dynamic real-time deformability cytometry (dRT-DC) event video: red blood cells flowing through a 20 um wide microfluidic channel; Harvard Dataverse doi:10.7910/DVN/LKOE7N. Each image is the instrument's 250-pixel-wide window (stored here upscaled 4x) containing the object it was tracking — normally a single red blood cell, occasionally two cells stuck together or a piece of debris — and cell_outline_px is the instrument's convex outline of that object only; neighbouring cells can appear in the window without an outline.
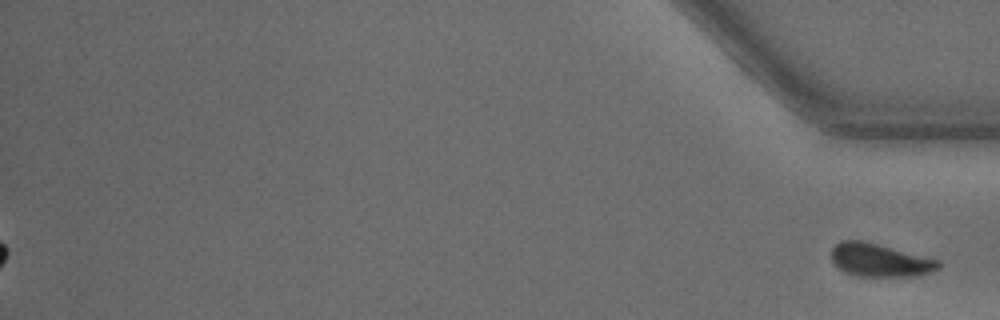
{"species": "common noctule bat (a hibernating species)", "species_latin": "Nyctalus noctula", "temperature_condition": "warm", "stored_images_in_passage": 47, "segment_of_instrument_passage": [2, 2], "camera_frame_rate_fps": 3000, "um_per_image_px": 0.085, "animal": {"sex": "male", "body_mass_g": 15.6}, "frame": {"image": 1, "passage_image": 47, "time_ms": 15.333, "image_size_px": [1000, 320], "cell_outline_px": [[940, 268], [932, 272], [912, 276], [856, 276], [844, 272], [832, 264], [832, 248], [840, 240], [864, 240], [940, 260]], "centroid_in_image_um": [74.76, 22.11], "position_along_channel_um": 360.4, "area_um2": 20.87}}